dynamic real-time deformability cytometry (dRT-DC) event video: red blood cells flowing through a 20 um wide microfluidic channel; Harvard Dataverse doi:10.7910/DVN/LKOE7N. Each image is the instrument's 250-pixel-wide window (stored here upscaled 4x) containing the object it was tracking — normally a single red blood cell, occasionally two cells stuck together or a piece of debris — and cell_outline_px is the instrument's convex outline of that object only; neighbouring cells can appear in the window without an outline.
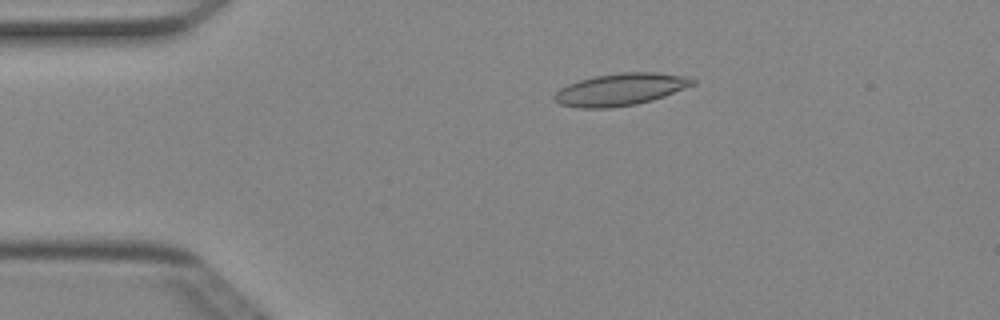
{"species": "Egyptian fruit bat (a non-hibernating species)", "species_latin": "Rousettus aegyptiacus", "temperature_condition": "cold", "stored_images_in_passage": 50, "camera_frame_rate_fps": 3000, "um_per_image_px": 0.085, "animal": {"sex": "female"}, "frame": {"image": 1, "passage_image": 10, "time_ms": 3.0, "image_size_px": [1000, 320], "cell_outline_px": [[696, 84], [664, 96], [652, 100], [636, 104], [608, 108], [580, 108], [560, 104], [552, 96], [560, 88], [568, 84], [580, 80], [596, 76], [620, 72], [656, 72], [688, 76], [696, 80]], "centroid_in_image_um": [52.77, 7.59], "position_along_channel_um": 32.2, "area_um2": 25.89}}
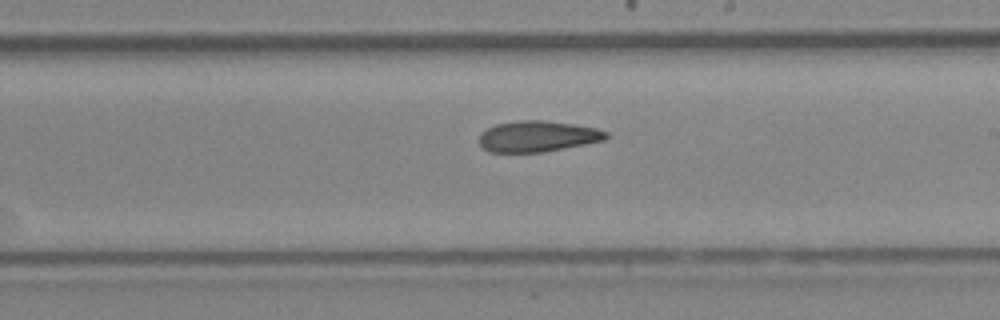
{"frame": {"image": 2, "passage_image": 29, "time_ms": 9.333, "image_size_px": [1000, 320], "cell_outline_px": [[608, 136], [604, 140], [544, 152], [488, 152], [480, 144], [480, 132], [496, 124], [520, 120], [544, 120], [572, 124], [596, 128], [608, 132]], "centroid_in_image_um": [45.68, 11.59], "position_along_channel_um": 243.3, "area_um2": 22.77}}
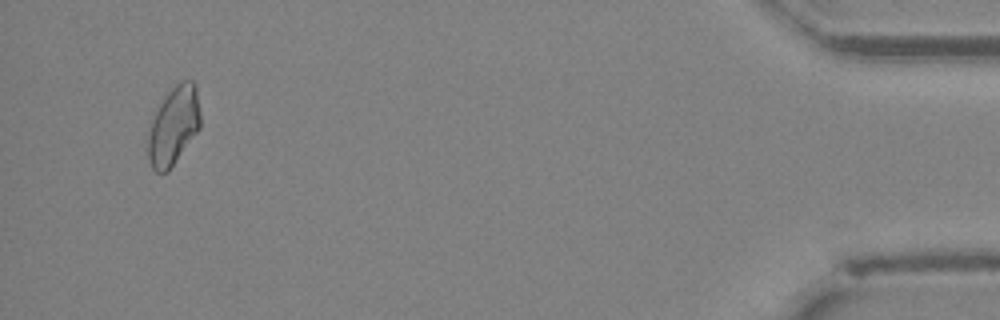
{"frame": {"image": 3, "passage_image": 48, "time_ms": 15.667, "image_size_px": [1000, 320], "cell_outline_px": [[200, 128], [168, 172], [156, 172], [152, 168], [148, 160], [148, 136], [152, 120], [164, 96], [180, 80], [192, 80], [196, 84], [200, 112]], "centroid_in_image_um": [14.77, 10.68], "position_along_channel_um": 420.4, "area_um2": 23.87}, "authors_computed_cell_mechanics": {"area_um2": 23.987, "velocity_mm_per_s": 4.0286, "shape_relaxation_time_tau1_ms": null, "shape_relaxation_time_tau2_ms": 9.4472, "deformation_change_tau1": null, "deformation_change_tau2": 0.1851}}